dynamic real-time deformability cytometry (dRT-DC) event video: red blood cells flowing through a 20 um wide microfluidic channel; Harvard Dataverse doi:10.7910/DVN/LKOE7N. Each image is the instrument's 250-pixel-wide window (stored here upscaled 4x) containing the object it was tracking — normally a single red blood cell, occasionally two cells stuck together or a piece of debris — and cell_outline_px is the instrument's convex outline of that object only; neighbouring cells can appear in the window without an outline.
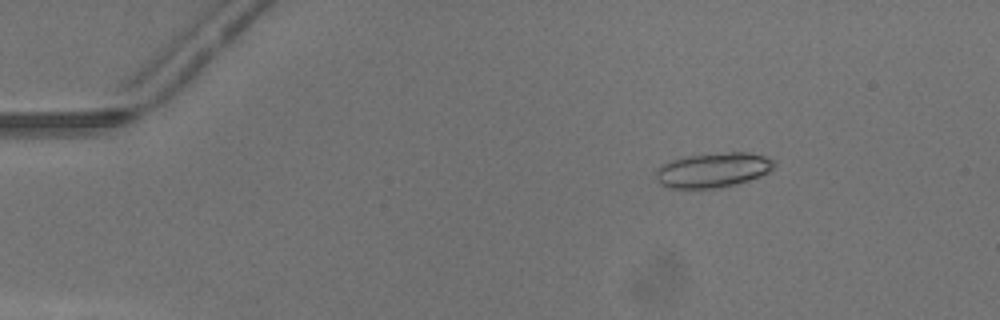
{"species": "common noctule bat (a hibernating species)", "species_latin": "Nyctalus noctula", "temperature_condition": "warm", "stored_images_in_passage": 34, "camera_frame_rate_fps": 3000, "um_per_image_px": 0.085, "animal": {"sex": "male", "body_mass_g": 13.3}, "frame": {"image": 1, "passage_image": 8, "time_ms": 2.333, "image_size_px": [1000, 320], "cell_outline_px": [[776, 164], [768, 172], [760, 176], [748, 180], [720, 188], [664, 188], [660, 184], [656, 176], [656, 172], [664, 164], [672, 160], [688, 156], [728, 152], [744, 152], [764, 156], [772, 160]], "centroid_in_image_um": [60.6, 14.47], "position_along_channel_um": 24.4, "area_um2": 23.58}}
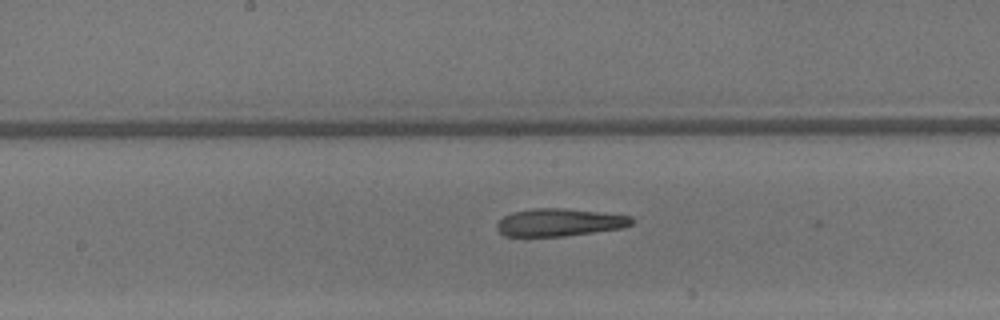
{"frame": {"image": 2, "passage_image": 26, "time_ms": 8.333, "image_size_px": [1000, 320], "cell_outline_px": [[636, 220], [632, 224], [620, 228], [564, 236], [504, 236], [496, 228], [496, 224], [504, 216], [512, 212], [536, 208], [560, 208], [632, 216]], "centroid_in_image_um": [47.53, 18.9], "position_along_channel_um": 200.7, "area_um2": 21.44}}
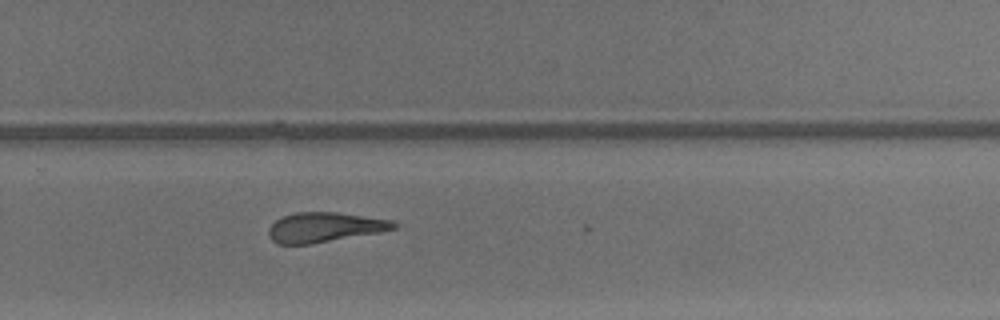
{"frame": {"image": 3, "passage_image": 33, "time_ms": 10.667, "image_size_px": [1000, 320], "cell_outline_px": [[396, 228], [380, 232], [312, 244], [276, 244], [268, 236], [268, 228], [276, 220], [284, 216], [296, 212], [336, 212], [396, 220]], "centroid_in_image_um": [27.6, 19.32], "position_along_channel_um": 302.2, "area_um2": 21.85}}